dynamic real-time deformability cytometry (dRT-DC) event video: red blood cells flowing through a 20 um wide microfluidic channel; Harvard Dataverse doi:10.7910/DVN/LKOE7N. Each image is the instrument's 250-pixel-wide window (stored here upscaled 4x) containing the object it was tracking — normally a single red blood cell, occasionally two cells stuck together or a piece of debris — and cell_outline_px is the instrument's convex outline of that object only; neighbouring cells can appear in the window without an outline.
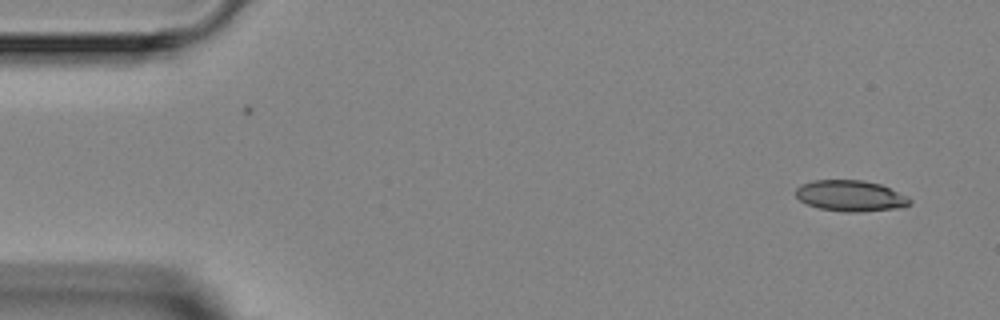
{"species": "Egyptian fruit bat (a non-hibernating species)", "species_latin": "Rousettus aegyptiacus", "temperature_condition": "room temperature", "stored_images_in_passage": 2, "camera_frame_rate_fps": 3000, "um_per_image_px": 0.085, "animal": {"sex": "female"}, "frame": {"image": 1, "passage_image": 2, "time_ms": 1.333, "image_size_px": [1000, 320], "cell_outline_px": [[912, 204], [904, 208], [860, 212], [844, 212], [820, 208], [808, 204], [800, 200], [796, 196], [796, 188], [800, 184], [812, 180], [860, 180], [880, 184], [908, 196], [912, 200]], "centroid_in_image_um": [72.34, 16.65], "position_along_channel_um": 12.7, "area_um2": 20.81}}